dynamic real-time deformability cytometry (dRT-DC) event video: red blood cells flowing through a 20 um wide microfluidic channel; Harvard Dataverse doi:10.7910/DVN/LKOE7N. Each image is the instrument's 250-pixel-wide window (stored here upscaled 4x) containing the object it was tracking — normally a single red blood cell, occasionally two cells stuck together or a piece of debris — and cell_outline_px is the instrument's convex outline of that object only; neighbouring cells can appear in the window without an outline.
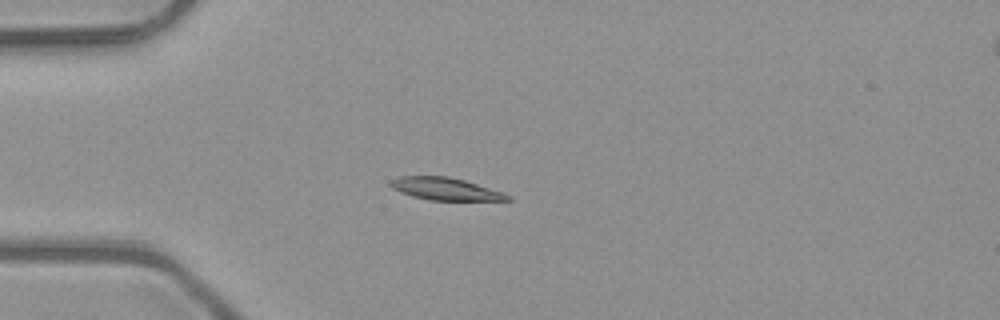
{"species": "common noctule bat (a hibernating species)", "species_latin": "Nyctalus noctula", "temperature_condition": "room temperature", "stored_images_in_passage": 5, "camera_frame_rate_fps": 3000, "um_per_image_px": 0.085, "animal": {"sex": "male", "body_mass_g": 23.1, "forearm_length_mm": 52.7}, "frame": {"image": 1, "passage_image": 4, "time_ms": 1.0, "image_size_px": [1000, 320], "cell_outline_px": [[512, 200], [428, 200], [412, 196], [400, 192], [392, 188], [388, 184], [388, 180], [400, 176], [448, 176], [464, 180], [504, 192], [512, 196]], "centroid_in_image_um": [37.83, 16.05], "position_along_channel_um": 47.2, "area_um2": 15.43}}